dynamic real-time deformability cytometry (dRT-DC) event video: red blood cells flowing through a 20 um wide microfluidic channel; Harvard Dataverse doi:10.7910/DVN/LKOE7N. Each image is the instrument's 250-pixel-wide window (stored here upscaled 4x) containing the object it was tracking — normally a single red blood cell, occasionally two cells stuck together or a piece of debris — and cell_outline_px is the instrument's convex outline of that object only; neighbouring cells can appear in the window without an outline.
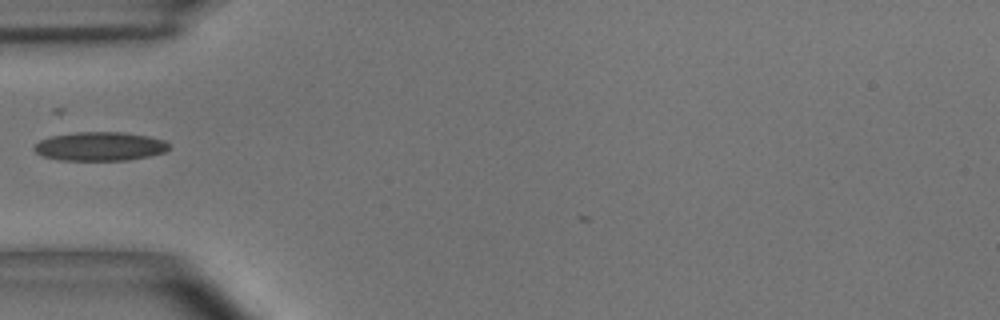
{"species": "common noctule bat (a hibernating species)", "species_latin": "Nyctalus noctula", "temperature_condition": "room temperature", "stored_images_in_passage": 3, "camera_frame_rate_fps": 3000, "um_per_image_px": 0.085, "animal": {"sex": "male", "body_mass_g": 15.6}, "frame": {"image": 1, "passage_image": 1, "time_ms": 0.0, "image_size_px": [1000, 320], "cell_outline_px": [[168, 148], [164, 152], [148, 156], [128, 160], [60, 160], [44, 156], [36, 152], [32, 148], [40, 140], [52, 136], [76, 132], [124, 132], [148, 136], [164, 140], [168, 144]], "centroid_in_image_um": [8.48, 12.44], "position_along_channel_um": 76.5, "area_um2": 22.48}}